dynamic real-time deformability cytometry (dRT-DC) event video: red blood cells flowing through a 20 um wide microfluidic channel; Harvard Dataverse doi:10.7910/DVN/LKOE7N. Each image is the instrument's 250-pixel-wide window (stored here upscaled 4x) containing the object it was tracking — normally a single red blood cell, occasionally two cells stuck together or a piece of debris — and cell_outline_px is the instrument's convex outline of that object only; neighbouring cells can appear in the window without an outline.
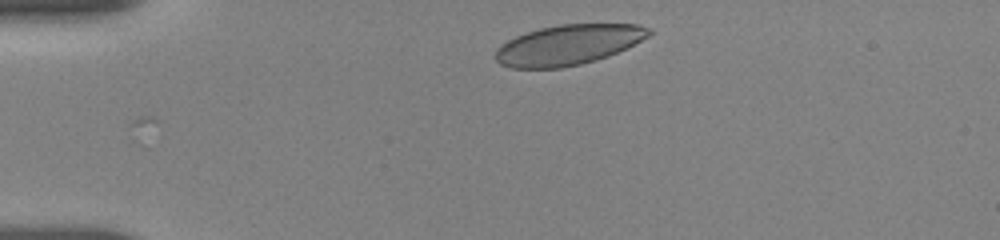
{"species": "human", "species_latin": "Homo sapiens", "temperature_condition": "room temperature", "stored_images_in_passage": 33, "camera_frame_rate_fps": 3000, "um_per_image_px": 0.085, "donor": {"sex": "female"}, "frame": {"image": 1, "passage_image": 1, "time_ms": 0.0, "image_size_px": [1000, 240], "cell_outline_px": [[652, 32], [648, 36], [608, 56], [596, 60], [580, 64], [560, 68], [512, 68], [500, 64], [496, 60], [496, 48], [500, 44], [516, 36], [540, 28], [560, 24], [636, 24], [652, 28]], "centroid_in_image_um": [48.27, 3.81], "position_along_channel_um": 36.7, "area_um2": 35.66}}
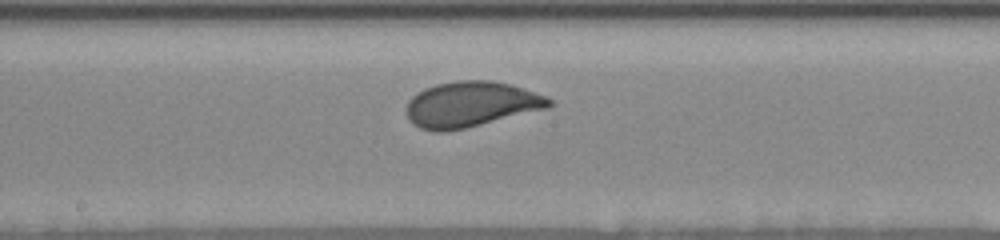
{"frame": {"image": 2, "passage_image": 19, "time_ms": 6.0, "image_size_px": [1000, 240], "cell_outline_px": [[552, 104], [548, 108], [448, 132], [436, 132], [420, 128], [412, 124], [408, 120], [408, 100], [412, 96], [424, 88], [436, 84], [456, 80], [492, 80], [508, 84], [548, 96], [552, 100]], "centroid_in_image_um": [40.01, 8.87], "position_along_channel_um": 208.2, "area_um2": 37.8}}
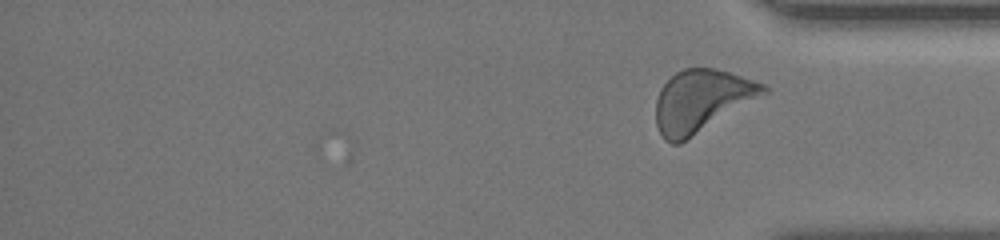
{"frame": {"image": 3, "passage_image": 33, "time_ms": 10.667, "image_size_px": [1000, 240], "cell_outline_px": [[772, 92], [680, 144], [672, 144], [664, 140], [656, 124], [656, 100], [660, 88], [676, 72], [684, 68], [712, 68], [728, 72], [764, 84]], "centroid_in_image_um": [59.67, 8.6], "position_along_channel_um": 375.5, "area_um2": 39.36}, "authors_computed_cell_mechanics": {"area_um2": 37.281, "velocity_mm_per_s": 3.6122, "shape_relaxation_time_tau1_ms": 2.2039, "shape_relaxation_time_tau2_ms": null, "deformation_change_tau1": 0.1074, "deformation_change_tau2": null}}